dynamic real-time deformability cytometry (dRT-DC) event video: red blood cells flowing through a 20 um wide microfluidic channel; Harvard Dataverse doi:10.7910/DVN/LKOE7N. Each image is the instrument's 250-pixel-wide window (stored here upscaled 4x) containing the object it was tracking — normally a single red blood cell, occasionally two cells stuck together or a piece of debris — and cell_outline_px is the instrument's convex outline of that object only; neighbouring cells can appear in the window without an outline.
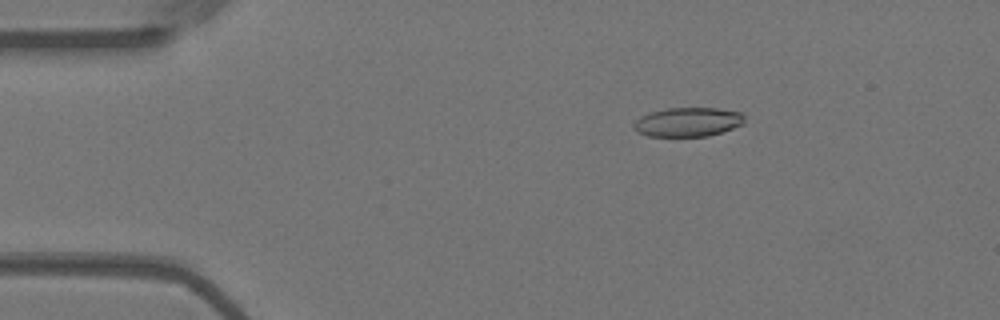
{"species": "Egyptian fruit bat (a non-hibernating species)", "species_latin": "Rousettus aegyptiacus", "temperature_condition": "warm", "stored_images_in_passage": 52, "camera_frame_rate_fps": 3000, "um_per_image_px": 0.085, "animal": {"sex": "female"}, "frame": {"image": 1, "passage_image": 7, "time_ms": 2.0, "image_size_px": [1000, 320], "cell_outline_px": [[744, 124], [708, 136], [648, 136], [636, 132], [632, 124], [640, 116], [648, 112], [664, 108], [716, 108], [740, 112], [744, 116]], "centroid_in_image_um": [58.42, 10.36], "position_along_channel_um": 26.6, "area_um2": 18.9}}
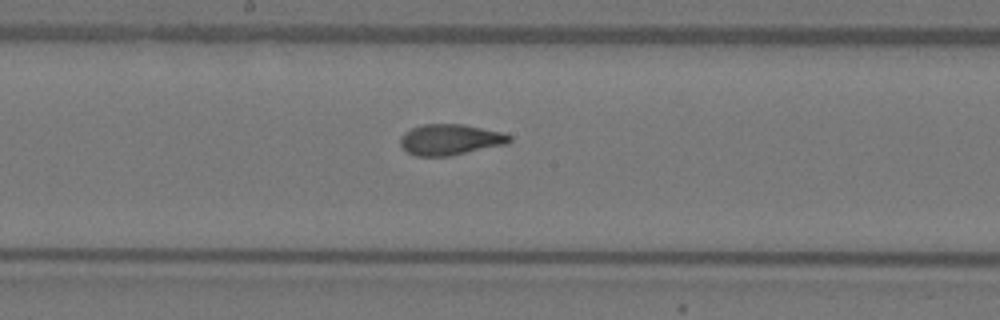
{"frame": {"image": 2, "passage_image": 27, "time_ms": 8.667, "image_size_px": [1000, 320], "cell_outline_px": [[512, 140], [508, 144], [452, 156], [416, 156], [408, 152], [400, 144], [400, 136], [404, 132], [412, 128], [424, 124], [464, 124], [504, 132], [512, 136]], "centroid_in_image_um": [38.32, 11.87], "position_along_channel_um": 209.9, "area_um2": 19.94}}
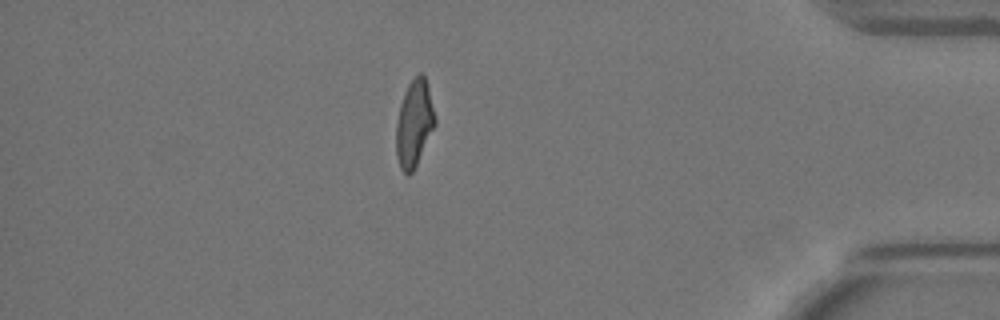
{"frame": {"image": 3, "passage_image": 46, "time_ms": 15.0, "image_size_px": [1000, 320], "cell_outline_px": [[436, 124], [412, 172], [408, 176], [400, 168], [396, 156], [396, 124], [400, 104], [404, 92], [408, 84], [420, 72], [424, 72], [436, 120]], "centroid_in_image_um": [35.19, 10.48], "position_along_channel_um": 400.0, "area_um2": 19.48}, "authors_computed_cell_mechanics": {"area_um2": 19.7098, "velocity_mm_per_s": 3.6483, "shape_relaxation_time_tau1_ms": 8.7415, "shape_relaxation_time_tau2_ms": 1.455, "deformation_change_tau1": 0.2358, "deformation_change_tau2": 0.0849}}